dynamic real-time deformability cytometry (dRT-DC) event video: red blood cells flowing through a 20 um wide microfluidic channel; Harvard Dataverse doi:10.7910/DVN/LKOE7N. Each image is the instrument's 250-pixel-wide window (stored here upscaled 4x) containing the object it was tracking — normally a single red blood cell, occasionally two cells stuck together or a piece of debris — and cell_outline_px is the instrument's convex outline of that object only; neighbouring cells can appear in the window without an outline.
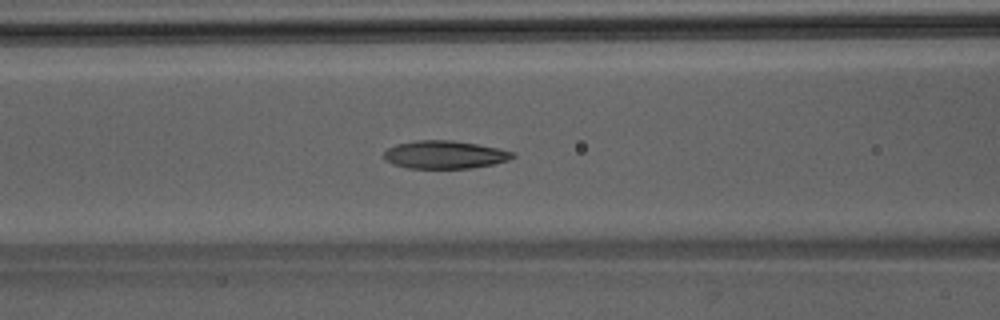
{"species": "Egyptian fruit bat (a non-hibernating species)", "species_latin": "Rousettus aegyptiacus", "temperature_condition": "room temperature", "stored_images_in_passage": 50, "camera_frame_rate_fps": 3000, "um_per_image_px": 0.085, "animal": {"sex": "male"}, "frame": {"image": 1, "passage_image": 21, "time_ms": 6.667, "image_size_px": [1000, 320], "cell_outline_px": [[516, 156], [508, 160], [496, 164], [472, 168], [408, 168], [392, 164], [384, 160], [384, 152], [388, 148], [396, 144], [416, 140], [452, 140], [500, 148], [516, 152]], "centroid_in_image_um": [37.83, 13.15], "position_along_channel_um": 128.8, "area_um2": 21.21}}
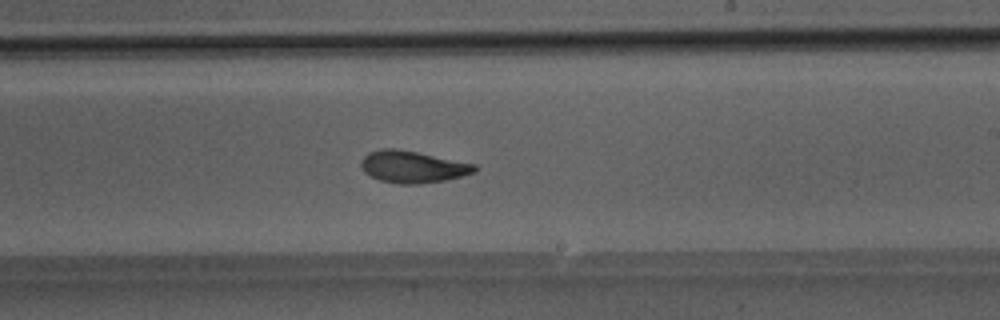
{"frame": {"image": 2, "passage_image": 30, "time_ms": 9.667, "image_size_px": [1000, 320], "cell_outline_px": [[476, 172], [444, 180], [416, 184], [400, 184], [380, 180], [364, 172], [360, 164], [360, 160], [368, 152], [380, 148], [396, 148], [476, 164]], "centroid_in_image_um": [35.03, 14.17], "position_along_channel_um": 254.0, "area_um2": 20.98}}
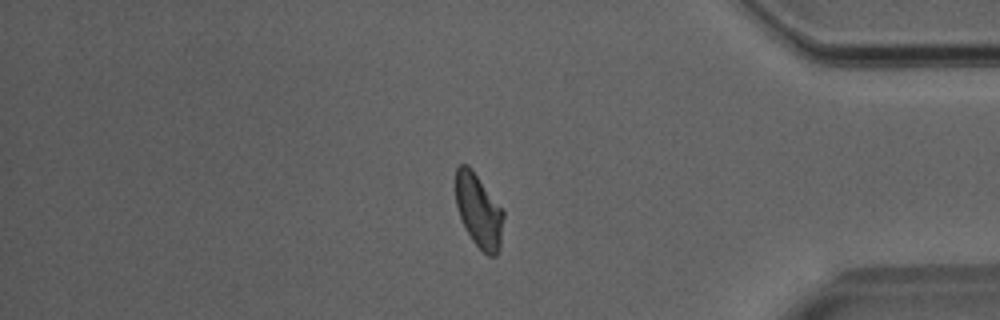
{"frame": {"image": 3, "passage_image": 42, "time_ms": 13.667, "image_size_px": [1000, 320], "cell_outline_px": [[504, 216], [500, 248], [496, 256], [488, 256], [472, 240], [460, 216], [456, 204], [456, 168], [460, 164], [468, 164], [472, 168], [504, 208]], "centroid_in_image_um": [40.73, 17.88], "position_along_channel_um": 394.5, "area_um2": 20.75}}